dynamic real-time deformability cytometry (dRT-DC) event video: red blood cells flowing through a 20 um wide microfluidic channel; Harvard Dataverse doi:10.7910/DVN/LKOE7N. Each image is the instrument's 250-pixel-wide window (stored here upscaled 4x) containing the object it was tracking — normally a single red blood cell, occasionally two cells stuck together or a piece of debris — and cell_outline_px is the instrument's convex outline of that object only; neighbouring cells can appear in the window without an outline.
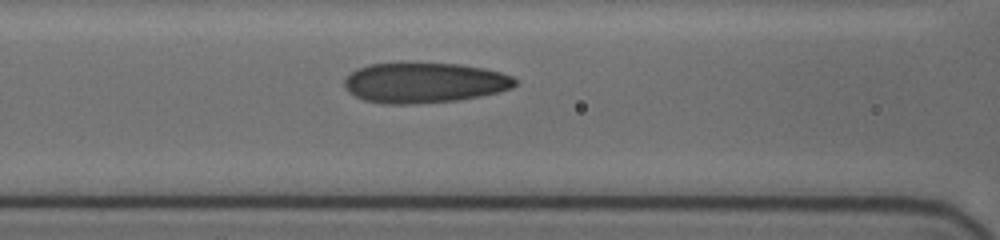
{"species": "human", "species_latin": "Homo sapiens", "temperature_condition": "cold", "stored_images_in_passage": 9, "segment_of_instrument_passage": [1, 2], "camera_frame_rate_fps": 3000, "um_per_image_px": 0.085, "donor": {"sex": "female"}, "frame": {"image": 1, "passage_image": 8, "time_ms": 4.0, "image_size_px": [1000, 240], "cell_outline_px": [[516, 84], [512, 88], [480, 96], [456, 100], [412, 104], [384, 104], [364, 100], [348, 92], [344, 88], [344, 80], [356, 68], [368, 64], [404, 60], [460, 64], [484, 68], [500, 72], [512, 76], [516, 80]], "centroid_in_image_um": [36.01, 6.99], "position_along_channel_um": 130.6, "area_um2": 41.1}}